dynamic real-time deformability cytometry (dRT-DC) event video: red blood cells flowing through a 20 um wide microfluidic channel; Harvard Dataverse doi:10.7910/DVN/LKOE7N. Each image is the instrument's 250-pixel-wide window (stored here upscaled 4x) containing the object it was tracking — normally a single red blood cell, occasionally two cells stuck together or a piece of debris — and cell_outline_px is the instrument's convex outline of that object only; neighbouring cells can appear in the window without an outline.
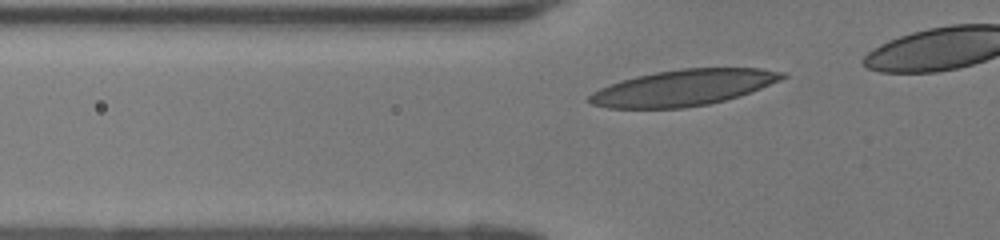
{"species": "human", "species_latin": "Homo sapiens", "temperature_condition": "room temperature", "stored_images_in_passage": 28, "camera_frame_rate_fps": 3000, "um_per_image_px": 0.085, "donor": {"sex": "female"}, "frame": {"image": 1, "passage_image": 2, "time_ms": 0.333, "image_size_px": [1000, 240], "cell_outline_px": [[788, 76], [780, 80], [760, 88], [724, 100], [708, 104], [684, 108], [608, 108], [592, 104], [588, 100], [588, 96], [592, 92], [600, 88], [620, 80], [636, 76], [656, 72], [680, 68], [760, 68], [788, 72]], "centroid_in_image_um": [58.07, 7.44], "position_along_channel_um": 67.7, "area_um2": 40.4}}
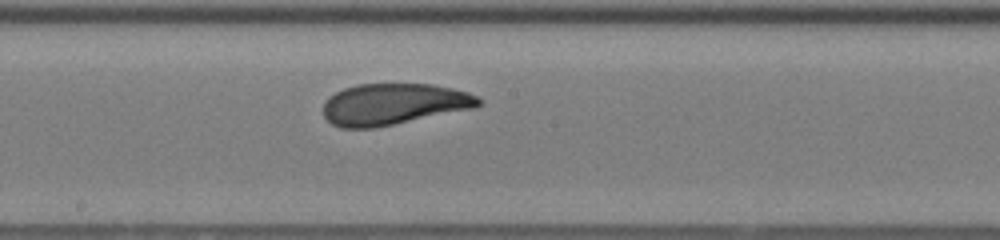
{"frame": {"image": 2, "passage_image": 13, "time_ms": 4.0, "image_size_px": [1000, 240], "cell_outline_px": [[484, 100], [476, 108], [376, 128], [340, 128], [332, 124], [324, 116], [324, 104], [328, 96], [344, 88], [356, 84], [432, 84], [452, 88], [468, 92]], "centroid_in_image_um": [33.47, 8.86], "position_along_channel_um": 214.7, "area_um2": 37.74}}
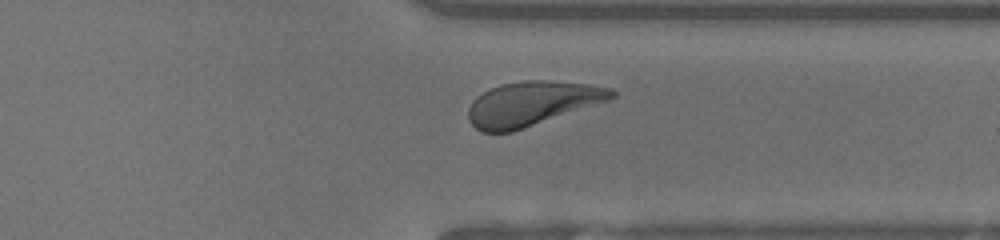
{"frame": {"image": 3, "passage_image": 24, "time_ms": 7.667, "image_size_px": [1000, 240], "cell_outline_px": [[616, 96], [608, 100], [512, 132], [480, 132], [468, 120], [468, 108], [472, 100], [476, 96], [500, 84], [524, 80], [544, 80], [588, 84], [608, 88], [616, 92]], "centroid_in_image_um": [45.16, 8.8], "position_along_channel_um": 366.2, "area_um2": 36.65}}